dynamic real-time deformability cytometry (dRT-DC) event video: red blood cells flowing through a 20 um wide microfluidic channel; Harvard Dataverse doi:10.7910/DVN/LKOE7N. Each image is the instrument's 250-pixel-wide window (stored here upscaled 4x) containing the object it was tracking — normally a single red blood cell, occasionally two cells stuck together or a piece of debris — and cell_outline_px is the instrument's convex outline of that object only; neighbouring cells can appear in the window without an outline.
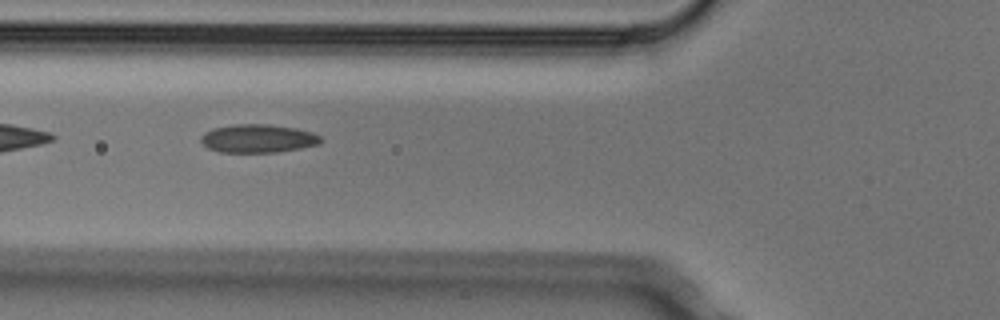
{"species": "Egyptian fruit bat (a non-hibernating species)", "species_latin": "Rousettus aegyptiacus", "temperature_condition": "cold", "stored_images_in_passage": 10, "camera_frame_rate_fps": 3000, "um_per_image_px": 0.085, "animal": {"sex": "male"}, "frame": {"image": 1, "passage_image": 5, "time_ms": 1.333, "image_size_px": [1000, 320], "cell_outline_px": [[324, 140], [320, 144], [300, 148], [276, 152], [220, 152], [208, 148], [200, 140], [200, 136], [204, 132], [212, 128], [232, 124], [268, 124], [296, 128], [312, 132], [320, 136]], "centroid_in_image_um": [21.92, 11.76], "position_along_channel_um": 103.9, "area_um2": 19.94}}
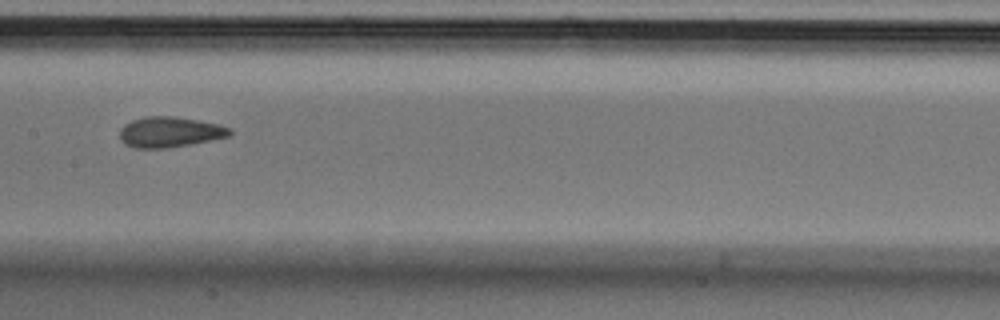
{"frame": {"image": 2, "passage_image": 7, "time_ms": 2.0, "image_size_px": [1000, 320], "cell_outline_px": [[232, 132], [228, 136], [188, 144], [164, 148], [136, 148], [124, 144], [120, 140], [120, 128], [124, 124], [132, 120], [144, 116], [176, 116], [200, 120], [220, 124], [232, 128]], "centroid_in_image_um": [14.41, 11.2], "position_along_channel_um": 193.0, "area_um2": 19.59}}
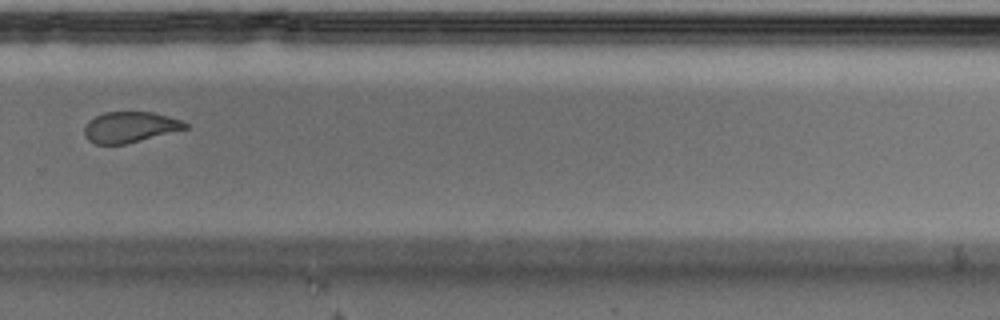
{"frame": {"image": 3, "passage_image": 10, "time_ms": 3.0, "image_size_px": [1000, 320], "cell_outline_px": [[188, 128], [124, 144], [96, 144], [88, 140], [84, 136], [84, 124], [88, 120], [104, 112], [152, 112], [168, 116], [180, 120], [188, 124]], "centroid_in_image_um": [11.0, 10.8], "position_along_channel_um": 318.8, "area_um2": 17.98}}